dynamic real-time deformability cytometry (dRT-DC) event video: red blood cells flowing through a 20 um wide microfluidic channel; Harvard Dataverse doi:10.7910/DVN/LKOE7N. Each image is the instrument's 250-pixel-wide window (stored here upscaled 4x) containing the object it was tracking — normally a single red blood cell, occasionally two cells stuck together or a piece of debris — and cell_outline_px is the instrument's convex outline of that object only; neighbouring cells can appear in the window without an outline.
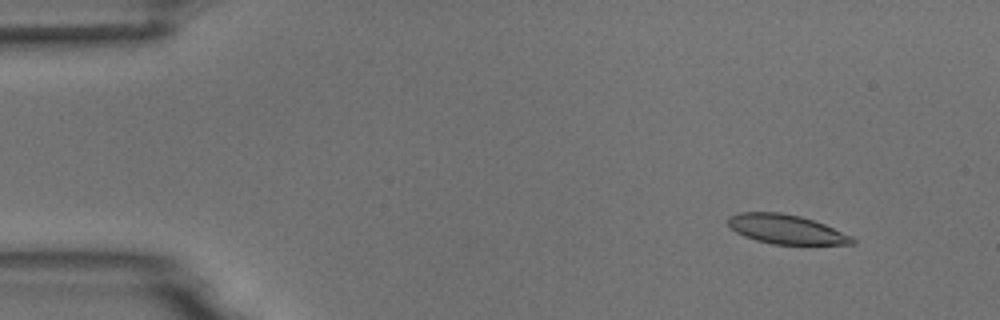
{"species": "common noctule bat (a hibernating species)", "species_latin": "Nyctalus noctula", "temperature_condition": "room temperature", "stored_images_in_passage": 5, "camera_frame_rate_fps": 3000, "um_per_image_px": 0.085, "animal": {"sex": "male", "body_mass_g": 18.8}, "frame": {"image": 1, "passage_image": 2, "time_ms": 1.333, "image_size_px": [1000, 320], "cell_outline_px": [[856, 244], [772, 244], [756, 240], [744, 236], [736, 232], [728, 224], [728, 216], [740, 212], [780, 212], [800, 216], [824, 224], [852, 236], [856, 240]], "centroid_in_image_um": [66.82, 19.48], "position_along_channel_um": 18.2, "area_um2": 21.1}}
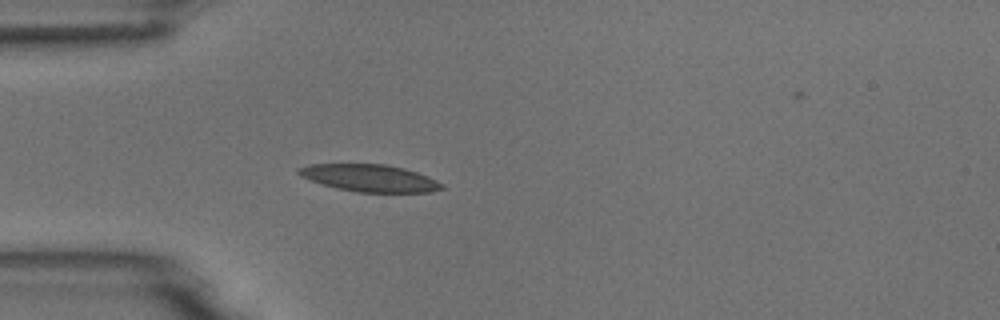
{"frame": {"image": 2, "passage_image": 5, "time_ms": 4.667, "image_size_px": [1000, 320], "cell_outline_px": [[444, 188], [432, 192], [356, 192], [336, 188], [300, 176], [296, 172], [296, 168], [308, 164], [384, 164], [404, 168], [428, 176], [444, 184]], "centroid_in_image_um": [31.42, 15.13], "position_along_channel_um": 53.6, "area_um2": 22.66}}